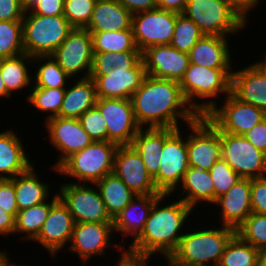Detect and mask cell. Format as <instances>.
Returning <instances> with one entry per match:
<instances>
[{
    "mask_svg": "<svg viewBox=\"0 0 266 266\" xmlns=\"http://www.w3.org/2000/svg\"><path fill=\"white\" fill-rule=\"evenodd\" d=\"M118 147L119 145L111 141H93L68 157L57 168L58 173L76 178L77 183L95 184L105 175L113 173Z\"/></svg>",
    "mask_w": 266,
    "mask_h": 266,
    "instance_id": "52a82bcc",
    "label": "cell"
},
{
    "mask_svg": "<svg viewBox=\"0 0 266 266\" xmlns=\"http://www.w3.org/2000/svg\"><path fill=\"white\" fill-rule=\"evenodd\" d=\"M107 124V141L131 145L141 129L133 112L131 99L97 98L96 105Z\"/></svg>",
    "mask_w": 266,
    "mask_h": 266,
    "instance_id": "9a60e30c",
    "label": "cell"
},
{
    "mask_svg": "<svg viewBox=\"0 0 266 266\" xmlns=\"http://www.w3.org/2000/svg\"><path fill=\"white\" fill-rule=\"evenodd\" d=\"M228 37L204 35L190 50V63L212 69H232Z\"/></svg>",
    "mask_w": 266,
    "mask_h": 266,
    "instance_id": "d4e9b609",
    "label": "cell"
},
{
    "mask_svg": "<svg viewBox=\"0 0 266 266\" xmlns=\"http://www.w3.org/2000/svg\"><path fill=\"white\" fill-rule=\"evenodd\" d=\"M263 66H264V68L266 69V53H265V57H264V60H260L259 61Z\"/></svg>",
    "mask_w": 266,
    "mask_h": 266,
    "instance_id": "be15d7a7",
    "label": "cell"
},
{
    "mask_svg": "<svg viewBox=\"0 0 266 266\" xmlns=\"http://www.w3.org/2000/svg\"><path fill=\"white\" fill-rule=\"evenodd\" d=\"M93 52L139 51L136 47L132 27L122 31L90 32Z\"/></svg>",
    "mask_w": 266,
    "mask_h": 266,
    "instance_id": "d590c367",
    "label": "cell"
},
{
    "mask_svg": "<svg viewBox=\"0 0 266 266\" xmlns=\"http://www.w3.org/2000/svg\"><path fill=\"white\" fill-rule=\"evenodd\" d=\"M232 70L212 69L198 64H189L179 84L187 104L195 113L199 116H205L217 106L215 98L219 97L220 93H224V97L231 93ZM199 98L207 99V102H196V99Z\"/></svg>",
    "mask_w": 266,
    "mask_h": 266,
    "instance_id": "3957f363",
    "label": "cell"
},
{
    "mask_svg": "<svg viewBox=\"0 0 266 266\" xmlns=\"http://www.w3.org/2000/svg\"><path fill=\"white\" fill-rule=\"evenodd\" d=\"M156 2L157 8L180 14L183 13L188 0H156Z\"/></svg>",
    "mask_w": 266,
    "mask_h": 266,
    "instance_id": "db71d44e",
    "label": "cell"
},
{
    "mask_svg": "<svg viewBox=\"0 0 266 266\" xmlns=\"http://www.w3.org/2000/svg\"><path fill=\"white\" fill-rule=\"evenodd\" d=\"M224 99L223 106H215L205 115L220 132L244 135L266 118L263 110L240 101L232 93Z\"/></svg>",
    "mask_w": 266,
    "mask_h": 266,
    "instance_id": "4fadbf2b",
    "label": "cell"
},
{
    "mask_svg": "<svg viewBox=\"0 0 266 266\" xmlns=\"http://www.w3.org/2000/svg\"><path fill=\"white\" fill-rule=\"evenodd\" d=\"M251 179H241L227 193L217 198L214 205L221 206V225L235 230L252 213Z\"/></svg>",
    "mask_w": 266,
    "mask_h": 266,
    "instance_id": "603a6c76",
    "label": "cell"
},
{
    "mask_svg": "<svg viewBox=\"0 0 266 266\" xmlns=\"http://www.w3.org/2000/svg\"><path fill=\"white\" fill-rule=\"evenodd\" d=\"M23 53L22 21H0V59Z\"/></svg>",
    "mask_w": 266,
    "mask_h": 266,
    "instance_id": "ab89813d",
    "label": "cell"
},
{
    "mask_svg": "<svg viewBox=\"0 0 266 266\" xmlns=\"http://www.w3.org/2000/svg\"><path fill=\"white\" fill-rule=\"evenodd\" d=\"M182 14L208 36L229 37L249 24L229 0H188Z\"/></svg>",
    "mask_w": 266,
    "mask_h": 266,
    "instance_id": "5b68a950",
    "label": "cell"
},
{
    "mask_svg": "<svg viewBox=\"0 0 266 266\" xmlns=\"http://www.w3.org/2000/svg\"><path fill=\"white\" fill-rule=\"evenodd\" d=\"M231 93L240 101L266 113V69L258 61L242 69L233 70Z\"/></svg>",
    "mask_w": 266,
    "mask_h": 266,
    "instance_id": "7402d4cb",
    "label": "cell"
},
{
    "mask_svg": "<svg viewBox=\"0 0 266 266\" xmlns=\"http://www.w3.org/2000/svg\"><path fill=\"white\" fill-rule=\"evenodd\" d=\"M74 220L67 206L59 198L50 208L39 234L32 240L40 243L53 258L71 242Z\"/></svg>",
    "mask_w": 266,
    "mask_h": 266,
    "instance_id": "44dd1931",
    "label": "cell"
},
{
    "mask_svg": "<svg viewBox=\"0 0 266 266\" xmlns=\"http://www.w3.org/2000/svg\"><path fill=\"white\" fill-rule=\"evenodd\" d=\"M90 76L108 75L113 68L121 66H136L142 60L140 51L93 52Z\"/></svg>",
    "mask_w": 266,
    "mask_h": 266,
    "instance_id": "74e56055",
    "label": "cell"
},
{
    "mask_svg": "<svg viewBox=\"0 0 266 266\" xmlns=\"http://www.w3.org/2000/svg\"><path fill=\"white\" fill-rule=\"evenodd\" d=\"M48 131L49 142L60 151V157L53 166L58 173V167L72 154L79 152L93 142V139L85 132L79 119L52 117L45 122Z\"/></svg>",
    "mask_w": 266,
    "mask_h": 266,
    "instance_id": "e0dca14e",
    "label": "cell"
},
{
    "mask_svg": "<svg viewBox=\"0 0 266 266\" xmlns=\"http://www.w3.org/2000/svg\"><path fill=\"white\" fill-rule=\"evenodd\" d=\"M22 25L24 51L31 57L52 55L74 29L63 15L41 16L31 10L25 11Z\"/></svg>",
    "mask_w": 266,
    "mask_h": 266,
    "instance_id": "8992f818",
    "label": "cell"
},
{
    "mask_svg": "<svg viewBox=\"0 0 266 266\" xmlns=\"http://www.w3.org/2000/svg\"><path fill=\"white\" fill-rule=\"evenodd\" d=\"M146 76L141 60L136 66L113 68L108 75L90 76L96 86L97 98L131 99Z\"/></svg>",
    "mask_w": 266,
    "mask_h": 266,
    "instance_id": "ffe728a7",
    "label": "cell"
},
{
    "mask_svg": "<svg viewBox=\"0 0 266 266\" xmlns=\"http://www.w3.org/2000/svg\"><path fill=\"white\" fill-rule=\"evenodd\" d=\"M23 5L25 11H30L40 0H20Z\"/></svg>",
    "mask_w": 266,
    "mask_h": 266,
    "instance_id": "680465c9",
    "label": "cell"
},
{
    "mask_svg": "<svg viewBox=\"0 0 266 266\" xmlns=\"http://www.w3.org/2000/svg\"><path fill=\"white\" fill-rule=\"evenodd\" d=\"M41 61L44 64L41 63ZM33 62L35 65L37 62L39 66L36 73L33 74V87L66 89V84L67 82L71 81V78L59 66L58 62L53 58L52 55L35 56L33 57ZM68 79L70 80L68 81Z\"/></svg>",
    "mask_w": 266,
    "mask_h": 266,
    "instance_id": "e575fe53",
    "label": "cell"
},
{
    "mask_svg": "<svg viewBox=\"0 0 266 266\" xmlns=\"http://www.w3.org/2000/svg\"><path fill=\"white\" fill-rule=\"evenodd\" d=\"M177 189H182V193H179V196L184 195L181 200L193 210L201 202L211 203L214 206L215 189L213 180L207 170L189 166L185 172L181 186Z\"/></svg>",
    "mask_w": 266,
    "mask_h": 266,
    "instance_id": "f1b7e54d",
    "label": "cell"
},
{
    "mask_svg": "<svg viewBox=\"0 0 266 266\" xmlns=\"http://www.w3.org/2000/svg\"><path fill=\"white\" fill-rule=\"evenodd\" d=\"M260 250L237 234L227 243L218 266H259Z\"/></svg>",
    "mask_w": 266,
    "mask_h": 266,
    "instance_id": "8d00e7d4",
    "label": "cell"
},
{
    "mask_svg": "<svg viewBox=\"0 0 266 266\" xmlns=\"http://www.w3.org/2000/svg\"><path fill=\"white\" fill-rule=\"evenodd\" d=\"M15 229V218L0 207V236H13Z\"/></svg>",
    "mask_w": 266,
    "mask_h": 266,
    "instance_id": "f5cc1de1",
    "label": "cell"
},
{
    "mask_svg": "<svg viewBox=\"0 0 266 266\" xmlns=\"http://www.w3.org/2000/svg\"><path fill=\"white\" fill-rule=\"evenodd\" d=\"M31 11L41 16L63 15L64 0H40Z\"/></svg>",
    "mask_w": 266,
    "mask_h": 266,
    "instance_id": "681fc988",
    "label": "cell"
},
{
    "mask_svg": "<svg viewBox=\"0 0 266 266\" xmlns=\"http://www.w3.org/2000/svg\"><path fill=\"white\" fill-rule=\"evenodd\" d=\"M204 36L199 27L184 14H177L175 30L171 46L177 50L189 53L192 47Z\"/></svg>",
    "mask_w": 266,
    "mask_h": 266,
    "instance_id": "60d3db41",
    "label": "cell"
},
{
    "mask_svg": "<svg viewBox=\"0 0 266 266\" xmlns=\"http://www.w3.org/2000/svg\"><path fill=\"white\" fill-rule=\"evenodd\" d=\"M48 203L44 201L40 204L34 205L28 209L18 211L15 217L14 235L18 233L23 234L20 239L33 240L40 232L44 221L46 220L51 206L59 199L58 192Z\"/></svg>",
    "mask_w": 266,
    "mask_h": 266,
    "instance_id": "836d02e7",
    "label": "cell"
},
{
    "mask_svg": "<svg viewBox=\"0 0 266 266\" xmlns=\"http://www.w3.org/2000/svg\"><path fill=\"white\" fill-rule=\"evenodd\" d=\"M258 150L266 154V118L243 135Z\"/></svg>",
    "mask_w": 266,
    "mask_h": 266,
    "instance_id": "f907efd6",
    "label": "cell"
},
{
    "mask_svg": "<svg viewBox=\"0 0 266 266\" xmlns=\"http://www.w3.org/2000/svg\"><path fill=\"white\" fill-rule=\"evenodd\" d=\"M119 259L116 263L117 266H148L150 264L149 261L128 259L125 253H121Z\"/></svg>",
    "mask_w": 266,
    "mask_h": 266,
    "instance_id": "9f6ffc18",
    "label": "cell"
},
{
    "mask_svg": "<svg viewBox=\"0 0 266 266\" xmlns=\"http://www.w3.org/2000/svg\"><path fill=\"white\" fill-rule=\"evenodd\" d=\"M70 182L60 184L59 198L67 206L75 223H113L107 213L105 204L101 199L95 184ZM97 189V190H96Z\"/></svg>",
    "mask_w": 266,
    "mask_h": 266,
    "instance_id": "9c48e42d",
    "label": "cell"
},
{
    "mask_svg": "<svg viewBox=\"0 0 266 266\" xmlns=\"http://www.w3.org/2000/svg\"><path fill=\"white\" fill-rule=\"evenodd\" d=\"M0 207L14 218L18 213L16 195L14 190V178L0 179Z\"/></svg>",
    "mask_w": 266,
    "mask_h": 266,
    "instance_id": "bcb514c9",
    "label": "cell"
},
{
    "mask_svg": "<svg viewBox=\"0 0 266 266\" xmlns=\"http://www.w3.org/2000/svg\"><path fill=\"white\" fill-rule=\"evenodd\" d=\"M24 13L20 0H0V21H22Z\"/></svg>",
    "mask_w": 266,
    "mask_h": 266,
    "instance_id": "c3c4849f",
    "label": "cell"
},
{
    "mask_svg": "<svg viewBox=\"0 0 266 266\" xmlns=\"http://www.w3.org/2000/svg\"><path fill=\"white\" fill-rule=\"evenodd\" d=\"M215 189V202L218 197L228 192V190L242 178L223 159L216 163L209 170Z\"/></svg>",
    "mask_w": 266,
    "mask_h": 266,
    "instance_id": "ee69618b",
    "label": "cell"
},
{
    "mask_svg": "<svg viewBox=\"0 0 266 266\" xmlns=\"http://www.w3.org/2000/svg\"><path fill=\"white\" fill-rule=\"evenodd\" d=\"M189 168L187 139H183L181 128H164V147L154 184L161 194L177 192L185 172Z\"/></svg>",
    "mask_w": 266,
    "mask_h": 266,
    "instance_id": "ba28073f",
    "label": "cell"
},
{
    "mask_svg": "<svg viewBox=\"0 0 266 266\" xmlns=\"http://www.w3.org/2000/svg\"><path fill=\"white\" fill-rule=\"evenodd\" d=\"M79 121L93 141H107V124L96 106L83 113Z\"/></svg>",
    "mask_w": 266,
    "mask_h": 266,
    "instance_id": "f6af8a7d",
    "label": "cell"
},
{
    "mask_svg": "<svg viewBox=\"0 0 266 266\" xmlns=\"http://www.w3.org/2000/svg\"><path fill=\"white\" fill-rule=\"evenodd\" d=\"M33 63V57L26 53L15 57L0 59V72L7 94L11 97L17 90L32 86L33 74L30 75L28 64ZM27 64V65H26ZM31 84V85H30Z\"/></svg>",
    "mask_w": 266,
    "mask_h": 266,
    "instance_id": "d6a6232c",
    "label": "cell"
},
{
    "mask_svg": "<svg viewBox=\"0 0 266 266\" xmlns=\"http://www.w3.org/2000/svg\"><path fill=\"white\" fill-rule=\"evenodd\" d=\"M131 146L143 159L148 173L154 177L158 173L164 147V128H141Z\"/></svg>",
    "mask_w": 266,
    "mask_h": 266,
    "instance_id": "4dcf8cb0",
    "label": "cell"
},
{
    "mask_svg": "<svg viewBox=\"0 0 266 266\" xmlns=\"http://www.w3.org/2000/svg\"><path fill=\"white\" fill-rule=\"evenodd\" d=\"M65 89L59 117L77 118L88 109L95 107L97 101L96 86L91 77L80 78Z\"/></svg>",
    "mask_w": 266,
    "mask_h": 266,
    "instance_id": "83f0119b",
    "label": "cell"
},
{
    "mask_svg": "<svg viewBox=\"0 0 266 266\" xmlns=\"http://www.w3.org/2000/svg\"><path fill=\"white\" fill-rule=\"evenodd\" d=\"M121 3L132 15L153 10L157 8L156 0H117Z\"/></svg>",
    "mask_w": 266,
    "mask_h": 266,
    "instance_id": "816d5d0a",
    "label": "cell"
},
{
    "mask_svg": "<svg viewBox=\"0 0 266 266\" xmlns=\"http://www.w3.org/2000/svg\"><path fill=\"white\" fill-rule=\"evenodd\" d=\"M65 89L33 87L26 100L36 109L47 113L45 120L59 116L60 108L64 99Z\"/></svg>",
    "mask_w": 266,
    "mask_h": 266,
    "instance_id": "f35d334b",
    "label": "cell"
},
{
    "mask_svg": "<svg viewBox=\"0 0 266 266\" xmlns=\"http://www.w3.org/2000/svg\"><path fill=\"white\" fill-rule=\"evenodd\" d=\"M245 242L261 250L266 247V214L251 213L236 229Z\"/></svg>",
    "mask_w": 266,
    "mask_h": 266,
    "instance_id": "b9f144b4",
    "label": "cell"
},
{
    "mask_svg": "<svg viewBox=\"0 0 266 266\" xmlns=\"http://www.w3.org/2000/svg\"><path fill=\"white\" fill-rule=\"evenodd\" d=\"M133 112L141 128L178 129V119L187 125L199 115L187 104L175 80L158 79L146 75L131 97ZM144 125V126H143Z\"/></svg>",
    "mask_w": 266,
    "mask_h": 266,
    "instance_id": "6da1fadb",
    "label": "cell"
},
{
    "mask_svg": "<svg viewBox=\"0 0 266 266\" xmlns=\"http://www.w3.org/2000/svg\"><path fill=\"white\" fill-rule=\"evenodd\" d=\"M22 143L12 130L0 132V179L14 178L34 165Z\"/></svg>",
    "mask_w": 266,
    "mask_h": 266,
    "instance_id": "484cf974",
    "label": "cell"
},
{
    "mask_svg": "<svg viewBox=\"0 0 266 266\" xmlns=\"http://www.w3.org/2000/svg\"><path fill=\"white\" fill-rule=\"evenodd\" d=\"M113 173L119 177L135 195L161 194L153 177L148 173L143 159L131 145H121L115 154Z\"/></svg>",
    "mask_w": 266,
    "mask_h": 266,
    "instance_id": "ac0fdd59",
    "label": "cell"
},
{
    "mask_svg": "<svg viewBox=\"0 0 266 266\" xmlns=\"http://www.w3.org/2000/svg\"><path fill=\"white\" fill-rule=\"evenodd\" d=\"M34 168L32 165L27 171L14 177V190L19 211L47 201L51 194L49 183L41 182Z\"/></svg>",
    "mask_w": 266,
    "mask_h": 266,
    "instance_id": "f546056e",
    "label": "cell"
},
{
    "mask_svg": "<svg viewBox=\"0 0 266 266\" xmlns=\"http://www.w3.org/2000/svg\"><path fill=\"white\" fill-rule=\"evenodd\" d=\"M146 75L180 82L190 64L189 54L171 45H154L142 52Z\"/></svg>",
    "mask_w": 266,
    "mask_h": 266,
    "instance_id": "d6986e66",
    "label": "cell"
},
{
    "mask_svg": "<svg viewBox=\"0 0 266 266\" xmlns=\"http://www.w3.org/2000/svg\"><path fill=\"white\" fill-rule=\"evenodd\" d=\"M259 266H266V247L260 250Z\"/></svg>",
    "mask_w": 266,
    "mask_h": 266,
    "instance_id": "6125c7cd",
    "label": "cell"
},
{
    "mask_svg": "<svg viewBox=\"0 0 266 266\" xmlns=\"http://www.w3.org/2000/svg\"><path fill=\"white\" fill-rule=\"evenodd\" d=\"M113 223L78 222L74 224L72 239L67 246L70 251L79 255L82 263L86 264L93 256L105 255L107 248L116 247L125 253L124 245L111 242L114 235ZM119 245V246H118Z\"/></svg>",
    "mask_w": 266,
    "mask_h": 266,
    "instance_id": "2e32d148",
    "label": "cell"
},
{
    "mask_svg": "<svg viewBox=\"0 0 266 266\" xmlns=\"http://www.w3.org/2000/svg\"><path fill=\"white\" fill-rule=\"evenodd\" d=\"M222 158L243 179L266 176V154L243 135L221 132Z\"/></svg>",
    "mask_w": 266,
    "mask_h": 266,
    "instance_id": "7c38bea8",
    "label": "cell"
},
{
    "mask_svg": "<svg viewBox=\"0 0 266 266\" xmlns=\"http://www.w3.org/2000/svg\"><path fill=\"white\" fill-rule=\"evenodd\" d=\"M11 98L8 94H7V90L5 87V84L3 82L2 76H1V72H0V98Z\"/></svg>",
    "mask_w": 266,
    "mask_h": 266,
    "instance_id": "91938a15",
    "label": "cell"
},
{
    "mask_svg": "<svg viewBox=\"0 0 266 266\" xmlns=\"http://www.w3.org/2000/svg\"><path fill=\"white\" fill-rule=\"evenodd\" d=\"M188 128L189 166L209 171L222 158L221 132L205 116H198Z\"/></svg>",
    "mask_w": 266,
    "mask_h": 266,
    "instance_id": "30bf717a",
    "label": "cell"
},
{
    "mask_svg": "<svg viewBox=\"0 0 266 266\" xmlns=\"http://www.w3.org/2000/svg\"><path fill=\"white\" fill-rule=\"evenodd\" d=\"M235 234L234 228L223 225L221 228L186 231L170 256L184 265L218 266L227 243Z\"/></svg>",
    "mask_w": 266,
    "mask_h": 266,
    "instance_id": "277c9868",
    "label": "cell"
},
{
    "mask_svg": "<svg viewBox=\"0 0 266 266\" xmlns=\"http://www.w3.org/2000/svg\"><path fill=\"white\" fill-rule=\"evenodd\" d=\"M168 196L161 194L154 201L143 231L125 249L126 258L149 261L156 253L170 256L176 250L184 235L181 230L193 209L181 199L161 207Z\"/></svg>",
    "mask_w": 266,
    "mask_h": 266,
    "instance_id": "7a4b0ae2",
    "label": "cell"
},
{
    "mask_svg": "<svg viewBox=\"0 0 266 266\" xmlns=\"http://www.w3.org/2000/svg\"><path fill=\"white\" fill-rule=\"evenodd\" d=\"M252 212L266 214V176L251 179Z\"/></svg>",
    "mask_w": 266,
    "mask_h": 266,
    "instance_id": "7dc6e473",
    "label": "cell"
},
{
    "mask_svg": "<svg viewBox=\"0 0 266 266\" xmlns=\"http://www.w3.org/2000/svg\"><path fill=\"white\" fill-rule=\"evenodd\" d=\"M0 266H17V264L14 262H10L7 252L0 251Z\"/></svg>",
    "mask_w": 266,
    "mask_h": 266,
    "instance_id": "6f0895ef",
    "label": "cell"
},
{
    "mask_svg": "<svg viewBox=\"0 0 266 266\" xmlns=\"http://www.w3.org/2000/svg\"><path fill=\"white\" fill-rule=\"evenodd\" d=\"M93 54L91 33L86 28H74L52 56L70 78L79 77L81 72L84 76L80 78H87L91 75Z\"/></svg>",
    "mask_w": 266,
    "mask_h": 266,
    "instance_id": "5bb4252c",
    "label": "cell"
},
{
    "mask_svg": "<svg viewBox=\"0 0 266 266\" xmlns=\"http://www.w3.org/2000/svg\"><path fill=\"white\" fill-rule=\"evenodd\" d=\"M95 185L105 204L106 211L112 219L136 196L114 173L105 175Z\"/></svg>",
    "mask_w": 266,
    "mask_h": 266,
    "instance_id": "1f68e13d",
    "label": "cell"
},
{
    "mask_svg": "<svg viewBox=\"0 0 266 266\" xmlns=\"http://www.w3.org/2000/svg\"><path fill=\"white\" fill-rule=\"evenodd\" d=\"M131 25L132 13L117 0H97L86 29L89 32L122 31Z\"/></svg>",
    "mask_w": 266,
    "mask_h": 266,
    "instance_id": "4316f807",
    "label": "cell"
},
{
    "mask_svg": "<svg viewBox=\"0 0 266 266\" xmlns=\"http://www.w3.org/2000/svg\"><path fill=\"white\" fill-rule=\"evenodd\" d=\"M160 195H136L113 219L114 232H122L124 238L132 236L134 241L143 231L154 201Z\"/></svg>",
    "mask_w": 266,
    "mask_h": 266,
    "instance_id": "cb8c5ba5",
    "label": "cell"
},
{
    "mask_svg": "<svg viewBox=\"0 0 266 266\" xmlns=\"http://www.w3.org/2000/svg\"><path fill=\"white\" fill-rule=\"evenodd\" d=\"M97 0H64L63 16L74 28H86Z\"/></svg>",
    "mask_w": 266,
    "mask_h": 266,
    "instance_id": "7bdbcfd3",
    "label": "cell"
},
{
    "mask_svg": "<svg viewBox=\"0 0 266 266\" xmlns=\"http://www.w3.org/2000/svg\"><path fill=\"white\" fill-rule=\"evenodd\" d=\"M177 14L156 8L132 15L131 27L137 49L142 53L154 45H170Z\"/></svg>",
    "mask_w": 266,
    "mask_h": 266,
    "instance_id": "8fae6325",
    "label": "cell"
},
{
    "mask_svg": "<svg viewBox=\"0 0 266 266\" xmlns=\"http://www.w3.org/2000/svg\"><path fill=\"white\" fill-rule=\"evenodd\" d=\"M229 2L248 20L249 11L253 10L252 8L256 7L260 3V0H229Z\"/></svg>",
    "mask_w": 266,
    "mask_h": 266,
    "instance_id": "11a10c76",
    "label": "cell"
},
{
    "mask_svg": "<svg viewBox=\"0 0 266 266\" xmlns=\"http://www.w3.org/2000/svg\"><path fill=\"white\" fill-rule=\"evenodd\" d=\"M164 259L166 258V261L168 262V266H189V265H184L179 262H177L175 259H173L171 256H163Z\"/></svg>",
    "mask_w": 266,
    "mask_h": 266,
    "instance_id": "94428289",
    "label": "cell"
}]
</instances>
